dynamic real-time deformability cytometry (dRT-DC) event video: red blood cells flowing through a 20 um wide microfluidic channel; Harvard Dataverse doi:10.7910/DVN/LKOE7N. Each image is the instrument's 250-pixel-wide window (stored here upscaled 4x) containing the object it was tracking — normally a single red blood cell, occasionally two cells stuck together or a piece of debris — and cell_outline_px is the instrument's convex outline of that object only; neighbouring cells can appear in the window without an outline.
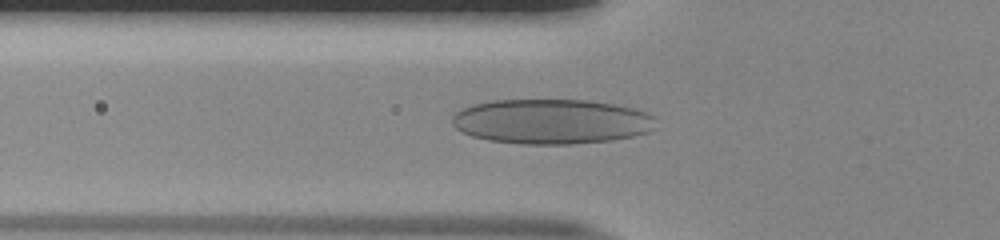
{"species": "human", "species_latin": "Homo sapiens", "temperature_condition": "room temperature", "stored_images_in_passage": 48, "camera_frame_rate_fps": 3000, "um_per_image_px": 0.085, "donor": {"sex": "male"}, "frame": {"image": 1, "passage_image": 14, "time_ms": 4.333, "image_size_px": [1000, 240], "cell_outline_px": [[656, 128], [648, 132], [632, 136], [612, 140], [572, 144], [524, 144], [488, 140], [472, 136], [456, 128], [452, 124], [452, 116], [456, 112], [472, 104], [492, 100], [592, 100], [636, 108], [648, 112], [656, 116]], "centroid_in_image_um": [46.93, 10.32], "position_along_channel_um": 78.9, "area_um2": 53.75}}
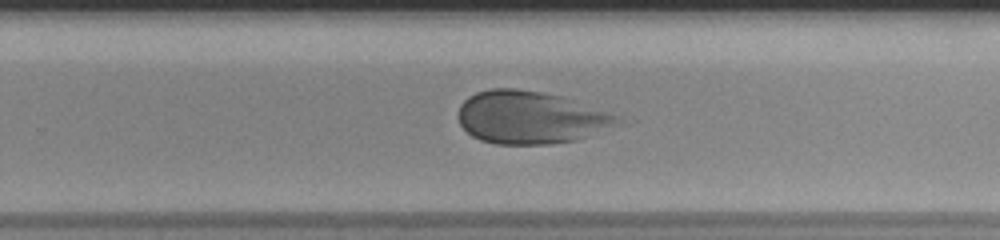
{"frame": {"image": 2, "passage_image": 30, "time_ms": 9.667, "image_size_px": [1000, 240], "cell_outline_px": [[620, 120], [612, 124], [576, 140], [552, 144], [496, 144], [480, 140], [472, 136], [460, 124], [456, 116], [460, 104], [468, 96], [476, 92], [488, 88], [516, 88], [544, 92], [560, 96], [616, 116]], "centroid_in_image_um": [44.91, 9.97], "position_along_channel_um": 284.9, "area_um2": 48.03}}
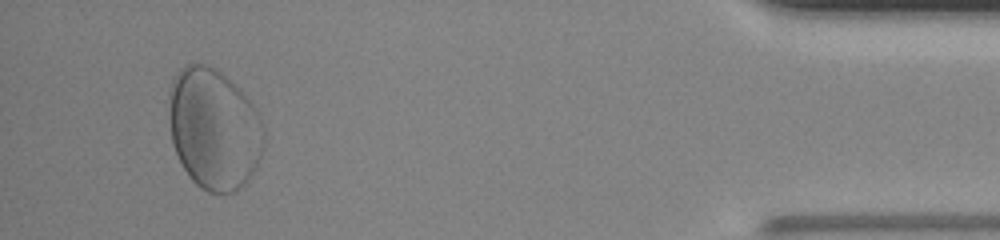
{"frame": {"image": 3, "passage_image": 45, "time_ms": 14.667, "image_size_px": [1000, 240], "cell_outline_px": [[264, 148], [256, 168], [244, 184], [236, 192], [208, 192], [200, 188], [192, 180], [184, 168], [176, 152], [172, 140], [168, 112], [168, 92], [180, 68], [188, 64], [208, 64], [220, 72], [240, 88], [252, 104], [260, 116], [264, 128]], "centroid_in_image_um": [18.2, 10.95], "position_along_channel_um": 417.0, "area_um2": 67.22}}